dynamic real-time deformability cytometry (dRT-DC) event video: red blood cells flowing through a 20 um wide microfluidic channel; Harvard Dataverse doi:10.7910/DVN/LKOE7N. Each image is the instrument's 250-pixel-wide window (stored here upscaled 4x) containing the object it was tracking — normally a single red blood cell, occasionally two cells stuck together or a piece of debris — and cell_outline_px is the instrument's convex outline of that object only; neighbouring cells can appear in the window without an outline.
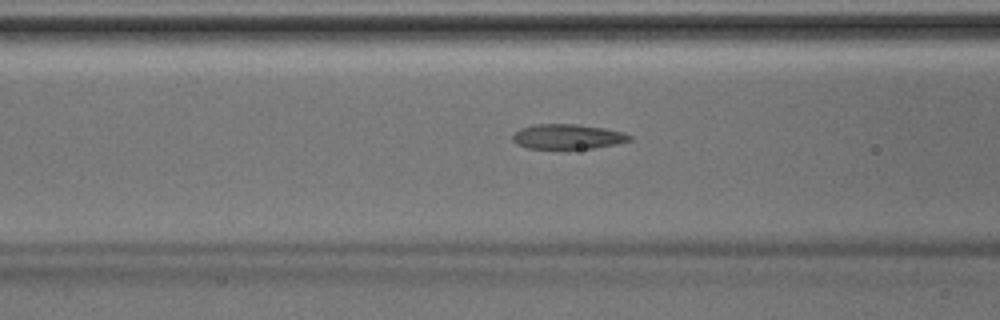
{"species": "Egyptian fruit bat (a non-hibernating species)", "species_latin": "Rousettus aegyptiacus", "temperature_condition": "room temperature", "stored_images_in_passage": 17, "camera_frame_rate_fps": 3000, "um_per_image_px": 0.085, "animal": {"sex": "male"}, "frame": {"image": 1, "passage_image": 15, "time_ms": 4.667, "image_size_px": [1000, 320], "cell_outline_px": [[632, 140], [616, 144], [592, 148], [528, 148], [516, 144], [512, 140], [512, 136], [520, 128], [536, 124], [576, 124], [604, 128], [624, 132], [632, 136]], "centroid_in_image_um": [48.26, 11.6], "position_along_channel_um": 118.3, "area_um2": 16.88}}